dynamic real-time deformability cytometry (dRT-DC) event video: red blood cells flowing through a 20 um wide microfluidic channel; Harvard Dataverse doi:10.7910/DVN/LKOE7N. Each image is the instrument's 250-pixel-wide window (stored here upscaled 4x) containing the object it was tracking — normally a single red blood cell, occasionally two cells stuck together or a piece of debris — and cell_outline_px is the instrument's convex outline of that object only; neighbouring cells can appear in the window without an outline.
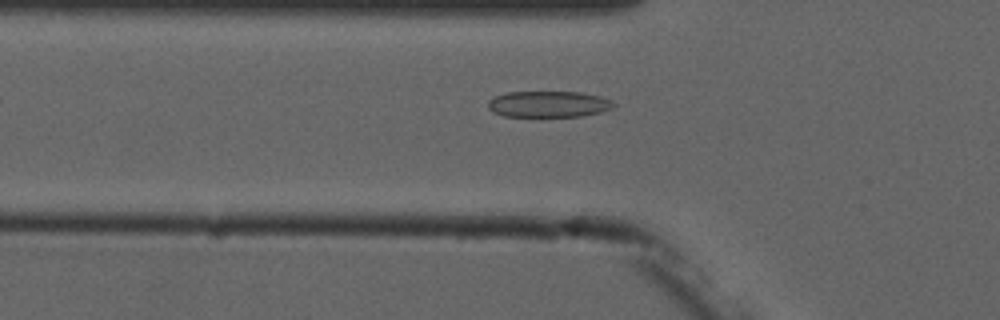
{"species": "common noctule bat (a hibernating species)", "species_latin": "Nyctalus noctula", "temperature_condition": "cold", "stored_images_in_passage": 3, "camera_frame_rate_fps": 3000, "um_per_image_px": 0.085, "animal": {"sex": "male", "forearm_length_mm": 52.5}, "frame": {"image": 1, "passage_image": 3, "time_ms": 2.0, "image_size_px": [1000, 320], "cell_outline_px": [[616, 104], [612, 108], [600, 112], [580, 116], [504, 116], [488, 108], [488, 100], [504, 92], [580, 92], [600, 96], [612, 100]], "centroid_in_image_um": [46.64, 8.84], "position_along_channel_um": 79.2, "area_um2": 19.07}}